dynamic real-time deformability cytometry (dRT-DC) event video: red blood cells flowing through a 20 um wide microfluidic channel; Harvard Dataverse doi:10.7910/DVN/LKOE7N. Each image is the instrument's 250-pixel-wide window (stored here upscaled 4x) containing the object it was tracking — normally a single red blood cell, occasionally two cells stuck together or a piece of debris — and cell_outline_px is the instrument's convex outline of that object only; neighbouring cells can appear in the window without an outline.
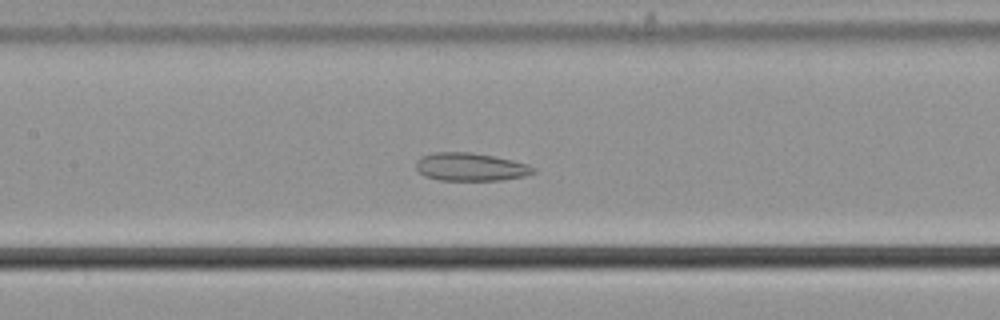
{"species": "common noctule bat (a hibernating species)", "species_latin": "Nyctalus noctula", "temperature_condition": "cold", "stored_images_in_passage": 53, "camera_frame_rate_fps": 3000, "um_per_image_px": 0.085, "animal": {"sex": "male", "body_mass_g": 21.5, "forearm_length_mm": 52.0}, "frame": {"image": 1, "passage_image": 28, "time_ms": 9.0, "image_size_px": [1000, 320], "cell_outline_px": [[536, 172], [524, 176], [500, 180], [440, 180], [424, 176], [416, 168], [416, 164], [424, 156], [432, 152], [468, 152], [492, 156], [512, 160], [528, 164], [536, 168]], "centroid_in_image_um": [40.03, 14.19], "position_along_channel_um": 167.4, "area_um2": 18.96}}
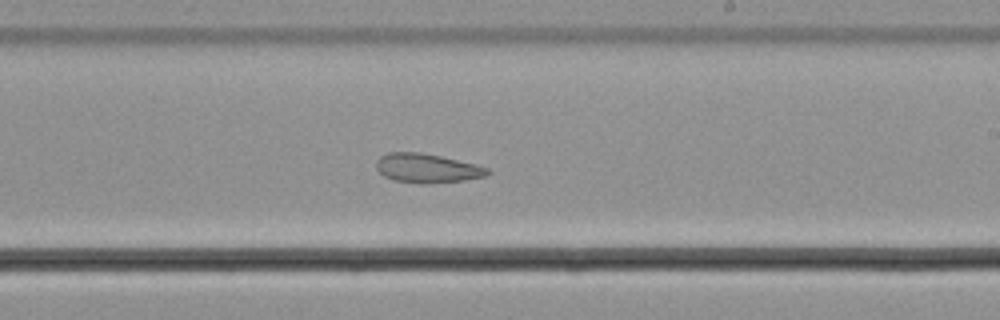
{"frame": {"image": 2, "passage_image": 35, "time_ms": 11.333, "image_size_px": [1000, 320], "cell_outline_px": [[492, 172], [488, 176], [464, 180], [428, 184], [420, 184], [392, 180], [384, 176], [376, 168], [376, 160], [380, 156], [388, 152], [420, 152], [440, 156], [476, 164], [488, 168]], "centroid_in_image_um": [36.31, 14.3], "position_along_channel_um": 252.7, "area_um2": 19.13}}
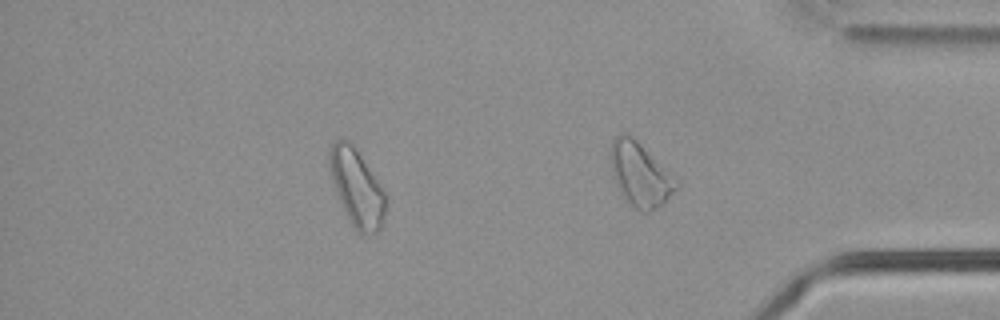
{"frame": {"image": 3, "passage_image": 46, "time_ms": 15.0, "image_size_px": [1000, 320], "cell_outline_px": [[388, 200], [384, 220], [380, 228], [372, 236], [356, 232], [336, 192], [328, 160], [328, 152], [332, 144], [336, 140], [344, 136], [348, 140], [360, 156], [380, 184]], "centroid_in_image_um": [30.35, 15.98], "position_along_channel_um": 404.8, "area_um2": 24.97}, "authors_computed_cell_mechanics": {"area_um2": 24.9696, "velocity_mm_per_s": 3.6665, "shape_relaxation_time_tau1_ms": null, "shape_relaxation_time_tau2_ms": 2.5689, "deformation_change_tau1": null, "deformation_change_tau2": 0.0951}}